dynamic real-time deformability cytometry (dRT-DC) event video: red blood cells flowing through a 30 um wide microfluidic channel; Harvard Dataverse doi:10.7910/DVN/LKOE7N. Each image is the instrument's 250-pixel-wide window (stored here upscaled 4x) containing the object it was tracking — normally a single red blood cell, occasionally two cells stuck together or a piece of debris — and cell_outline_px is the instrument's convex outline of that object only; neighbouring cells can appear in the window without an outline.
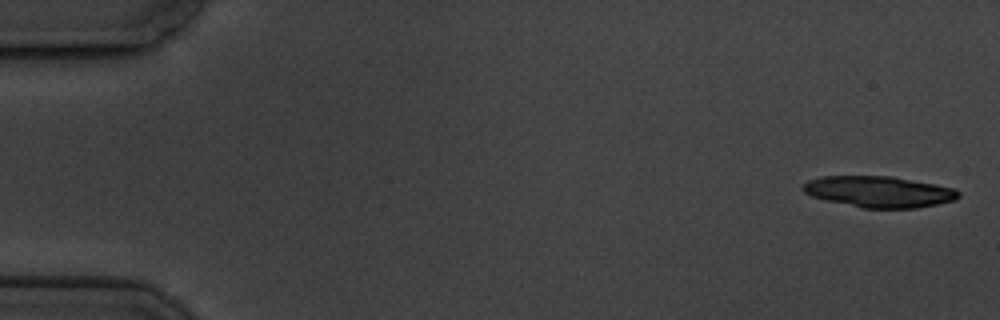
{"species": "common noctule bat (a hibernating species)", "species_latin": "Nyctalus noctula", "temperature_condition": "cold", "stored_images_in_passage": 9, "camera_frame_rate_fps": 3000, "um_per_image_px": 0.085, "animal": {"sex": "male", "body_mass_g": 19.5, "forearm_length_mm": 54.6}, "frame": {"image": 1, "passage_image": 1, "time_ms": 0.0, "image_size_px": [1000, 320], "cell_outline_px": [[960, 196], [956, 200], [916, 208], [864, 208], [824, 200], [812, 196], [804, 192], [800, 188], [808, 180], [820, 176], [892, 176], [936, 184], [956, 188], [960, 192]], "centroid_in_image_um": [74.72, 16.29], "position_along_channel_um": 10.3, "area_um2": 28.44}}
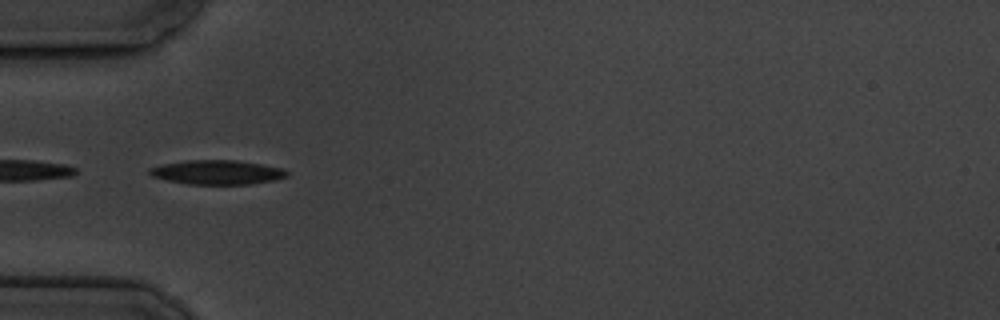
{"frame": {"image": 2, "passage_image": 6, "time_ms": 5.667, "image_size_px": [1000, 320], "cell_outline_px": [[288, 176], [276, 180], [248, 184], [188, 184], [168, 180], [152, 176], [148, 172], [148, 168], [164, 164], [184, 160], [236, 160], [284, 168], [288, 172]], "centroid_in_image_um": [18.48, 14.64], "position_along_channel_um": 66.5, "area_um2": 19.42}}
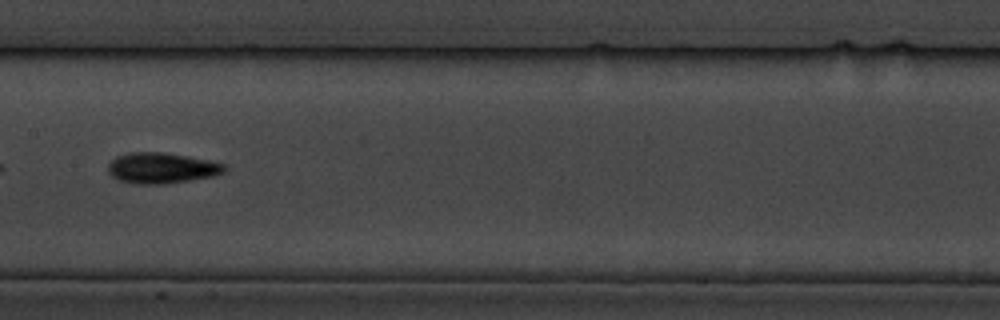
{"frame": {"image": 3, "passage_image": 9, "time_ms": 9.333, "image_size_px": [1000, 320], "cell_outline_px": [[228, 168], [224, 172], [212, 176], [164, 184], [136, 184], [120, 180], [112, 176], [108, 172], [108, 164], [116, 156], [132, 152], [160, 152], [188, 156], [208, 160], [224, 164]], "centroid_in_image_um": [13.73, 14.28], "position_along_channel_um": 193.7, "area_um2": 20.69}}